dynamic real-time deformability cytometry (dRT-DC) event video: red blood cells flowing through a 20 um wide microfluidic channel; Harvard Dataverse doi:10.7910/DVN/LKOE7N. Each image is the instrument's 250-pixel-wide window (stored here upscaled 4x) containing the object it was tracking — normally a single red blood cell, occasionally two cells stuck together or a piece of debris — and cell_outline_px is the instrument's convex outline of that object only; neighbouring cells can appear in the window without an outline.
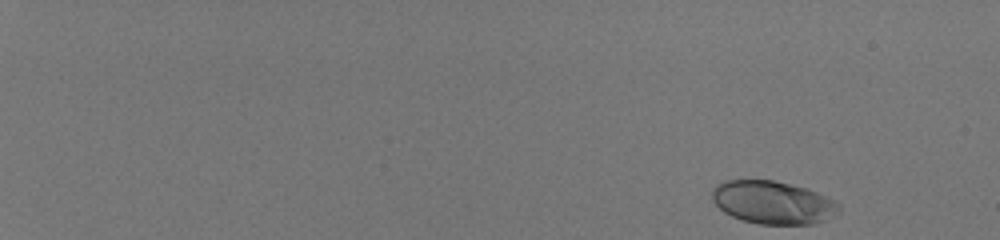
{"species": "human", "species_latin": "Homo sapiens", "temperature_condition": "room temperature", "stored_images_in_passage": 51, "camera_frame_rate_fps": 3000, "um_per_image_px": 0.085, "donor": {"sex": "male"}, "frame": {"image": 1, "passage_image": 1, "time_ms": 0.0, "image_size_px": [1000, 240], "cell_outline_px": [[840, 212], [824, 220], [812, 224], [760, 224], [744, 220], [732, 216], [724, 212], [712, 200], [712, 188], [716, 184], [724, 180], [772, 180], [804, 188], [816, 192], [840, 204]], "centroid_in_image_um": [65.66, 17.21], "position_along_channel_um": 19.3, "area_um2": 31.5}}
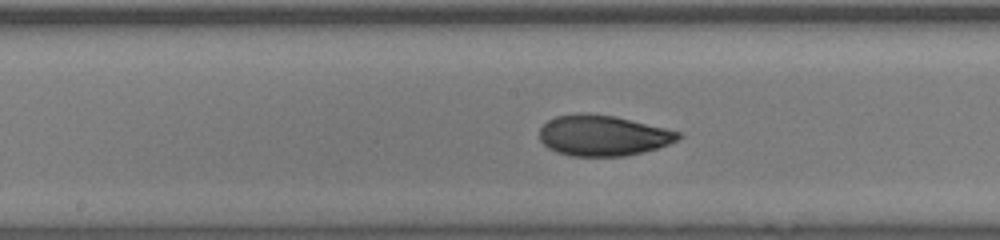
{"frame": {"image": 2, "passage_image": 30, "time_ms": 9.667, "image_size_px": [1000, 240], "cell_outline_px": [[680, 136], [676, 140], [668, 144], [656, 148], [624, 156], [572, 156], [556, 152], [548, 148], [540, 140], [540, 128], [548, 120], [556, 116], [576, 112], [588, 112], [616, 116], [680, 132]], "centroid_in_image_um": [51.19, 11.5], "position_along_channel_um": 197.0, "area_um2": 32.83}}
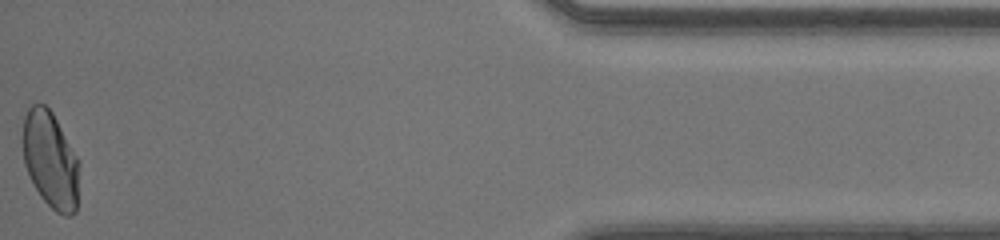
{"frame": {"image": 3, "passage_image": 51, "time_ms": 16.667, "image_size_px": [1000, 240], "cell_outline_px": [[80, 164], [76, 212], [72, 216], [64, 216], [56, 212], [40, 196], [24, 164], [20, 140], [24, 116], [28, 108], [32, 104], [44, 104], [52, 112], [80, 160]], "centroid_in_image_um": [4.28, 13.58], "position_along_channel_um": 430.9, "area_um2": 32.48}, "authors_computed_cell_mechanics": {"area_um2": 32.0212, "velocity_mm_per_s": 4.1313, "shape_relaxation_time_tau1_ms": 3.7346, "shape_relaxation_time_tau2_ms": 0.7146, "deformation_change_tau1": 0.1581, "deformation_change_tau2": 0.0418}}